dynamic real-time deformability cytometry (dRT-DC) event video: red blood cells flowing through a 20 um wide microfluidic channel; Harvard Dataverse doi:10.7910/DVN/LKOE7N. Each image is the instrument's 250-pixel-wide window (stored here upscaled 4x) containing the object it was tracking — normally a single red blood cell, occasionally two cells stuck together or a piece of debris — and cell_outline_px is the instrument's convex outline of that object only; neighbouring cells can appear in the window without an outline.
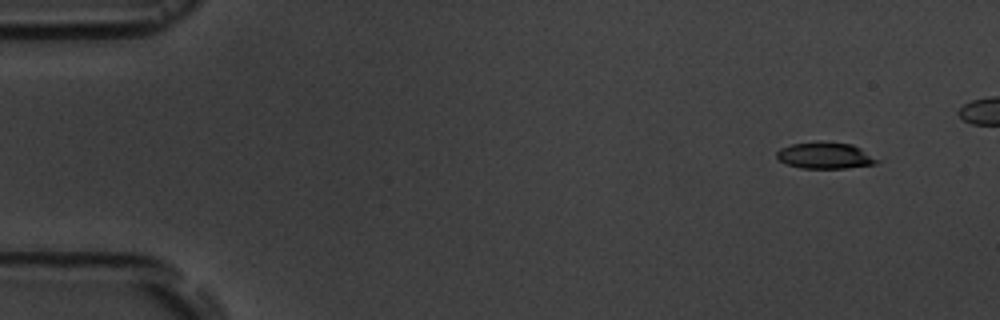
{"species": "common noctule bat (a hibernating species)", "species_latin": "Nyctalus noctula", "temperature_condition": "room temperature", "stored_images_in_passage": 6, "camera_frame_rate_fps": 3000, "um_per_image_px": 0.085, "animal": {"sex": "male", "body_mass_g": 19.5, "forearm_length_mm": 54.6}, "frame": {"image": 1, "passage_image": 2, "time_ms": 1.333, "image_size_px": [1000, 320], "cell_outline_px": [[880, 160], [876, 164], [844, 168], [800, 168], [788, 164], [780, 160], [776, 156], [776, 152], [780, 148], [792, 144], [816, 140], [820, 140], [852, 144], [860, 148]], "centroid_in_image_um": [70.12, 13.19], "position_along_channel_um": 14.9, "area_um2": 15.61}}